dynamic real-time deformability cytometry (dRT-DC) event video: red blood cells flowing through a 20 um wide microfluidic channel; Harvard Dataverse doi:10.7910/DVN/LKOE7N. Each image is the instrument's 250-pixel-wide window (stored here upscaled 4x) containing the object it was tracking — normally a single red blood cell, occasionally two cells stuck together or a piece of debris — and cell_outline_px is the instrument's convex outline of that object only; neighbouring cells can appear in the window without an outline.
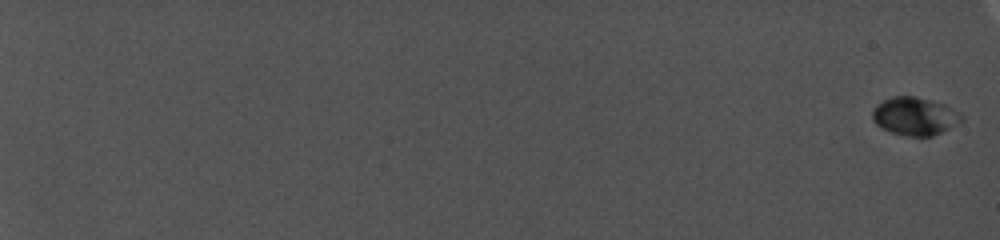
{"species": "common noctule bat (a hibernating species)", "species_latin": "Nyctalus noctula", "temperature_condition": "cold", "stored_images_in_passage": 30, "camera_frame_rate_fps": 5000, "um_per_image_px": 0.085, "animal": {"sex": "female", "body_mass_g": 19.0, "forearm_length_mm": 56.7}, "frame": {"image": 1, "passage_image": 1, "time_ms": 0.0, "image_size_px": [1000, 240], "cell_outline_px": [[964, 120], [932, 136], [908, 136], [892, 132], [876, 124], [872, 120], [872, 112], [876, 104], [892, 96], [916, 96], [932, 100], [944, 104], [960, 112], [964, 116]], "centroid_in_image_um": [77.76, 9.86], "position_along_channel_um": 7.2, "area_um2": 19.71}}
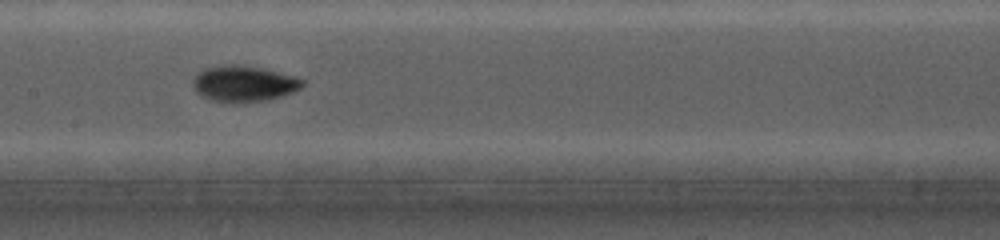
{"frame": {"image": 2, "passage_image": 25, "time_ms": 12.8, "image_size_px": [1000, 240], "cell_outline_px": [[304, 84], [296, 92], [268, 100], [236, 104], [232, 104], [208, 100], [196, 92], [192, 84], [192, 80], [196, 72], [200, 68], [224, 64], [236, 64], [260, 68], [296, 76], [304, 80]], "centroid_in_image_um": [20.67, 7.13], "position_along_channel_um": 186.7, "area_um2": 23.76}}
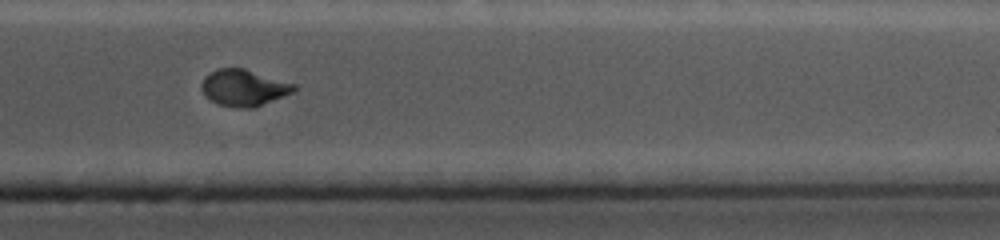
{"frame": {"image": 3, "passage_image": 30, "time_ms": 18.0, "image_size_px": [1000, 240], "cell_outline_px": [[296, 92], [256, 108], [240, 108], [220, 104], [204, 96], [200, 88], [200, 84], [204, 76], [220, 68], [244, 68], [296, 84]], "centroid_in_image_um": [20.75, 7.47], "position_along_channel_um": 390.6, "area_um2": 19.94}}